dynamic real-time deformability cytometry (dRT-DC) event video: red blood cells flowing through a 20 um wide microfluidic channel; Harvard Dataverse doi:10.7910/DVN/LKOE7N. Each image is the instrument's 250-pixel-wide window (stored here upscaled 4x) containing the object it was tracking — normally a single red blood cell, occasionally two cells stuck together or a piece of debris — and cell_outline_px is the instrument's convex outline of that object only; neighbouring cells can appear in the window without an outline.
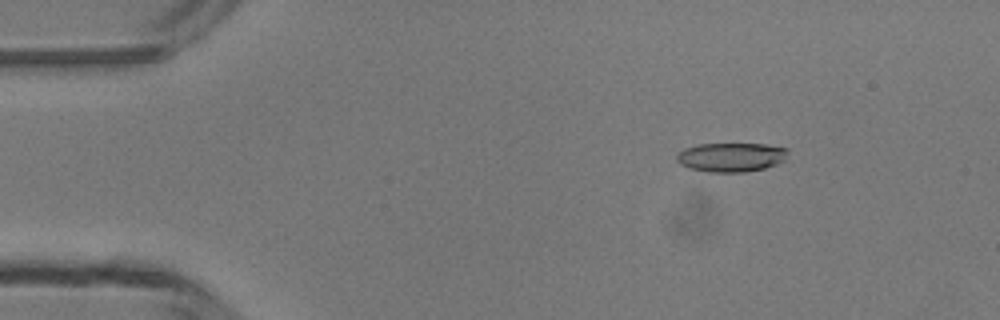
{"species": "common noctule bat (a hibernating species)", "species_latin": "Nyctalus noctula", "temperature_condition": "room temperature", "stored_images_in_passage": 46, "camera_frame_rate_fps": 3000, "um_per_image_px": 0.085, "animal": {"sex": "male", "body_mass_g": 13.3}, "frame": {"image": 1, "passage_image": 5, "time_ms": 1.333, "image_size_px": [1000, 320], "cell_outline_px": [[788, 152], [784, 160], [776, 164], [764, 168], [744, 172], [708, 172], [688, 168], [680, 164], [676, 160], [676, 152], [684, 148], [696, 144], [768, 144], [788, 148]], "centroid_in_image_um": [62.11, 13.35], "position_along_channel_um": 22.9, "area_um2": 19.07}}
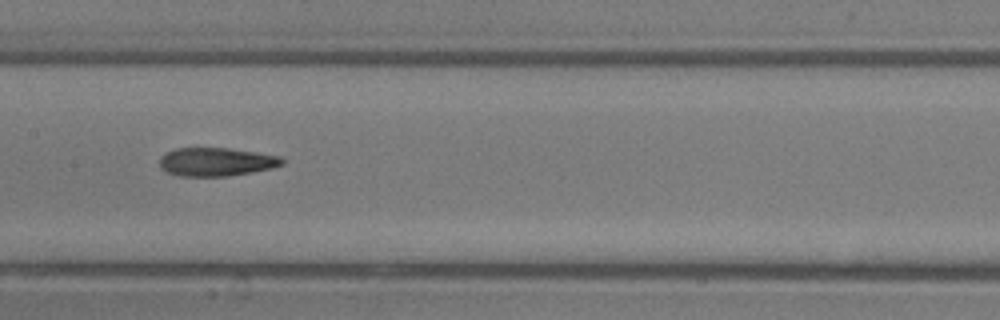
{"frame": {"image": 2, "passage_image": 22, "time_ms": 7.0, "image_size_px": [1000, 320], "cell_outline_px": [[284, 164], [272, 168], [252, 172], [228, 176], [180, 176], [168, 172], [160, 168], [160, 156], [164, 152], [176, 148], [228, 148], [256, 152], [280, 156], [284, 160]], "centroid_in_image_um": [18.37, 13.75], "position_along_channel_um": 189.0, "area_um2": 20.4}}
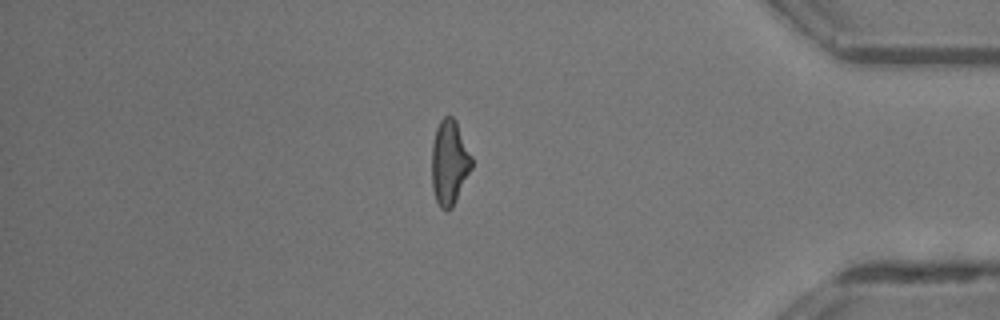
{"frame": {"image": 3, "passage_image": 39, "time_ms": 12.667, "image_size_px": [1000, 320], "cell_outline_px": [[472, 168], [452, 208], [440, 208], [436, 200], [432, 188], [432, 144], [436, 128], [440, 120], [444, 116], [452, 116], [456, 120], [472, 156]], "centroid_in_image_um": [38.2, 13.78], "position_along_channel_um": 397.0, "area_um2": 19.71}, "authors_computed_cell_mechanics": {"area_um2": 20.2589, "velocity_mm_per_s": 4.3027, "shape_relaxation_time_tau1_ms": 5.9491, "shape_relaxation_time_tau2_ms": 3.0169, "deformation_change_tau1": 0.2256, "deformation_change_tau2": 0.1268}}